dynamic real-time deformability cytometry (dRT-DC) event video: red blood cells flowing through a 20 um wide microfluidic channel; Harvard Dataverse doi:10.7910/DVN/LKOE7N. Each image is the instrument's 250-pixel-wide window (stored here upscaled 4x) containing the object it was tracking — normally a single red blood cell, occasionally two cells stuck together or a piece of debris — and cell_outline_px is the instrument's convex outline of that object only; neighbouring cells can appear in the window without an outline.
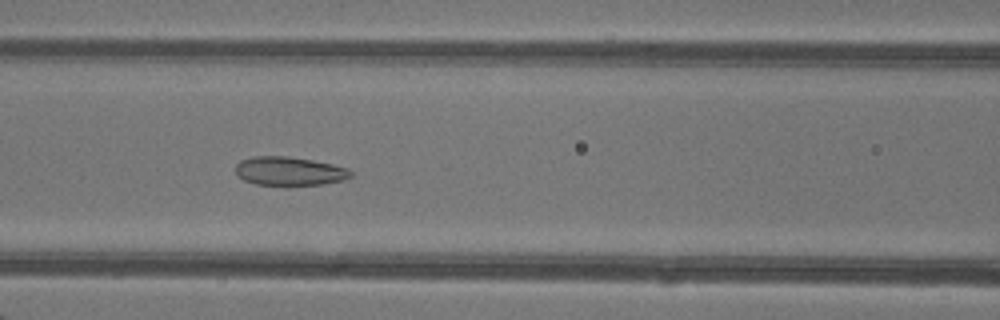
{"species": "common noctule bat (a hibernating species)", "species_latin": "Nyctalus noctula", "temperature_condition": "warm", "stored_images_in_passage": 36, "camera_frame_rate_fps": 3000, "um_per_image_px": 0.085, "animal": {"sex": "female"}, "frame": {"image": 1, "passage_image": 10, "time_ms": 3.0, "image_size_px": [1000, 320], "cell_outline_px": [[352, 176], [344, 180], [320, 184], [288, 188], [284, 188], [256, 184], [244, 180], [236, 176], [236, 164], [240, 160], [256, 156], [288, 156], [312, 160], [332, 164], [348, 168], [352, 172]], "centroid_in_image_um": [24.58, 14.59], "position_along_channel_um": 142.0, "area_um2": 20.06}}
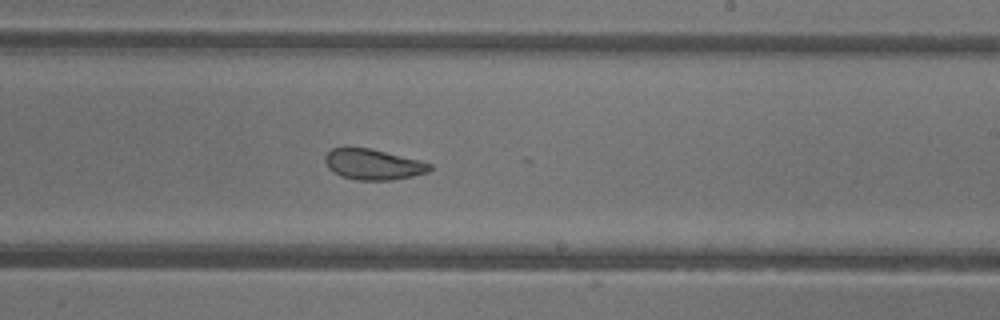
{"frame": {"image": 2, "passage_image": 18, "time_ms": 5.667, "image_size_px": [1000, 320], "cell_outline_px": [[432, 168], [428, 172], [412, 176], [392, 180], [356, 180], [340, 176], [328, 168], [324, 160], [324, 156], [332, 148], [344, 144], [368, 148], [420, 160], [432, 164]], "centroid_in_image_um": [31.65, 13.94], "position_along_channel_um": 257.3, "area_um2": 19.13}}
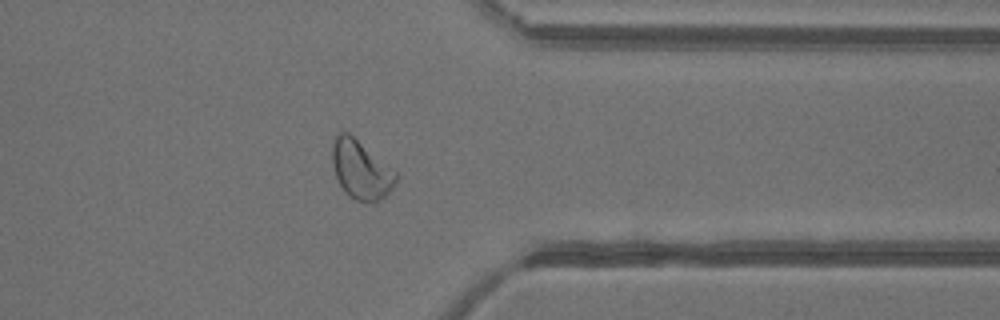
{"frame": {"image": 3, "passage_image": 27, "time_ms": 8.667, "image_size_px": [1000, 320], "cell_outline_px": [[396, 180], [392, 188], [380, 200], [372, 204], [356, 200], [348, 196], [336, 180], [332, 164], [332, 144], [336, 136], [340, 132], [348, 132], [396, 172]], "centroid_in_image_um": [30.64, 14.46], "position_along_channel_um": 380.8, "area_um2": 21.62}, "authors_computed_cell_mechanics": {"area_um2": 20.6057, "velocity_mm_per_s": 4.3447, "shape_relaxation_time_tau1_ms": 7.6885, "shape_relaxation_time_tau2_ms": 1.2034, "deformation_change_tau1": 0.1439, "deformation_change_tau2": 0.0787}}